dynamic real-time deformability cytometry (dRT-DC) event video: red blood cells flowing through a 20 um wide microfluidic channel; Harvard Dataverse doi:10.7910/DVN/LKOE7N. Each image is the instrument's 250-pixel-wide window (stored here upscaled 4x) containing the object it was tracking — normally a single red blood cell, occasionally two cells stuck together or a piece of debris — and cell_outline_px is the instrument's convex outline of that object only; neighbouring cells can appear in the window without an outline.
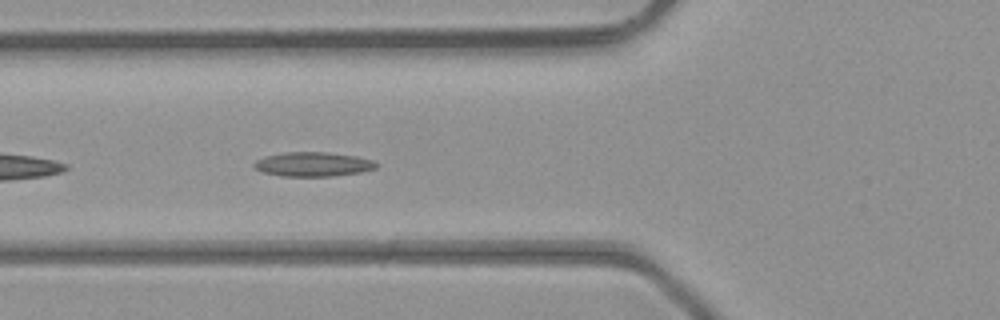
{"species": "common noctule bat (a hibernating species)", "species_latin": "Nyctalus noctula", "temperature_condition": "room temperature", "stored_images_in_passage": 11, "camera_frame_rate_fps": 3000, "um_per_image_px": 0.085, "animal": {"sex": "male", "body_mass_g": 23.1, "forearm_length_mm": 52.7}, "frame": {"image": 1, "passage_image": 4, "time_ms": 1.0, "image_size_px": [1000, 320], "cell_outline_px": [[380, 164], [376, 168], [360, 172], [332, 176], [280, 176], [264, 172], [256, 168], [252, 164], [256, 160], [264, 156], [284, 152], [328, 152], [356, 156], [372, 160]], "centroid_in_image_um": [26.61, 13.95], "position_along_channel_um": 99.2, "area_um2": 17.34}}